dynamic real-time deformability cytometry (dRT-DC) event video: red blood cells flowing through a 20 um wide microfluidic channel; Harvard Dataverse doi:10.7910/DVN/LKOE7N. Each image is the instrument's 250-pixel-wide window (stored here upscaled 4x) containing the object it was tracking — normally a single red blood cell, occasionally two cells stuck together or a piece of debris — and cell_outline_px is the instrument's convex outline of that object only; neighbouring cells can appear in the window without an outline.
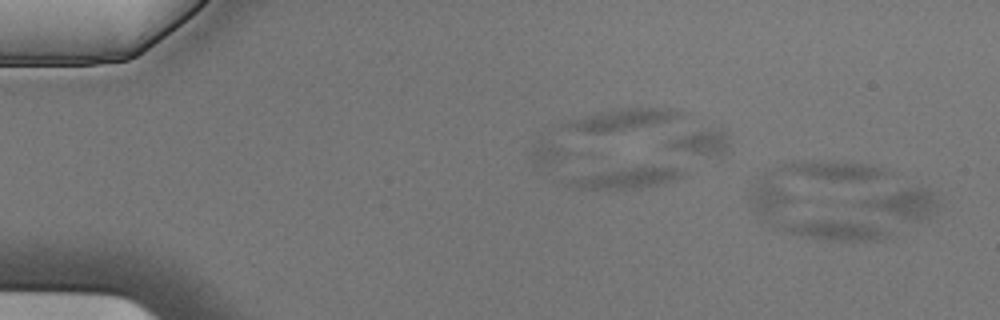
{"species": "Egyptian fruit bat (a non-hibernating species)", "species_latin": "Rousettus aegyptiacus", "temperature_condition": "cold", "stored_images_in_passage": 5, "segment_of_instrument_passage": [2, 2], "camera_frame_rate_fps": 3000, "um_per_image_px": 0.085, "animal": {"sex": "male"}, "frame": {"image": 1, "passage_image": 3, "time_ms": 0.667, "image_size_px": [1000, 320], "cell_outline_px": [[684, 176], [676, 180], [640, 188], [576, 188], [564, 184], [568, 180], [596, 172], [644, 164], [680, 168], [684, 172]], "centroid_in_image_um": [53.38, 15.08], "position_along_channel_um": 31.6, "area_um2": 13.99}}